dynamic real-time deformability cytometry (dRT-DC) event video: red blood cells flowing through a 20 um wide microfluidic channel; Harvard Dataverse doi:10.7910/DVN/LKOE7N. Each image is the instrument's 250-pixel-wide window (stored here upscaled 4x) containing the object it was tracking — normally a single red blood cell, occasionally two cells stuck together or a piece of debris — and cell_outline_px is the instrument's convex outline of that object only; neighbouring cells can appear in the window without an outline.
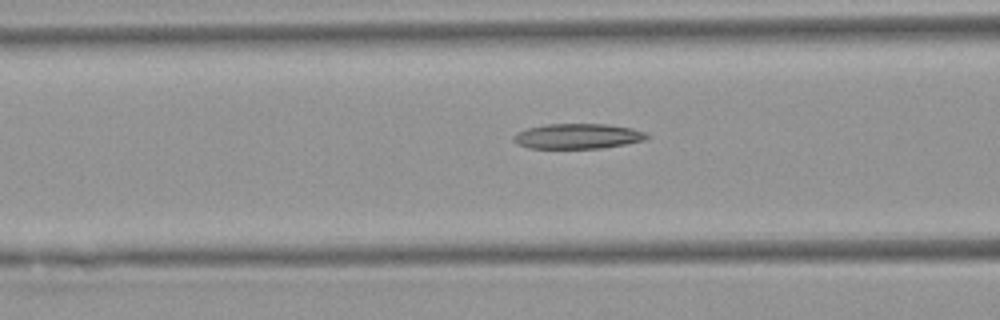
{"species": "Egyptian fruit bat (a non-hibernating species)", "species_latin": "Rousettus aegyptiacus", "temperature_condition": "warm", "stored_images_in_passage": 28, "camera_frame_rate_fps": 3000, "um_per_image_px": 0.085, "animal": {"sex": "female"}, "frame": {"image": 1, "passage_image": 8, "time_ms": 2.333, "image_size_px": [1000, 320], "cell_outline_px": [[652, 136], [644, 140], [624, 144], [600, 148], [528, 148], [516, 144], [512, 140], [512, 136], [516, 132], [528, 128], [544, 124], [608, 124], [632, 128], [648, 132]], "centroid_in_image_um": [49.1, 11.57], "position_along_channel_um": 117.5, "area_um2": 19.77}}
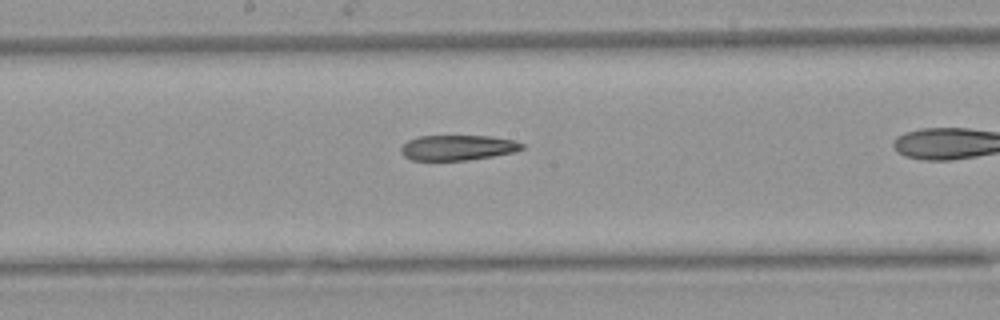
{"frame": {"image": 2, "passage_image": 15, "time_ms": 4.667, "image_size_px": [1000, 320], "cell_outline_px": [[524, 148], [516, 152], [468, 160], [412, 160], [404, 156], [400, 152], [400, 148], [408, 140], [420, 136], [492, 136], [516, 140], [524, 144]], "centroid_in_image_um": [38.94, 12.54], "position_along_channel_um": 209.3, "area_um2": 17.92}}
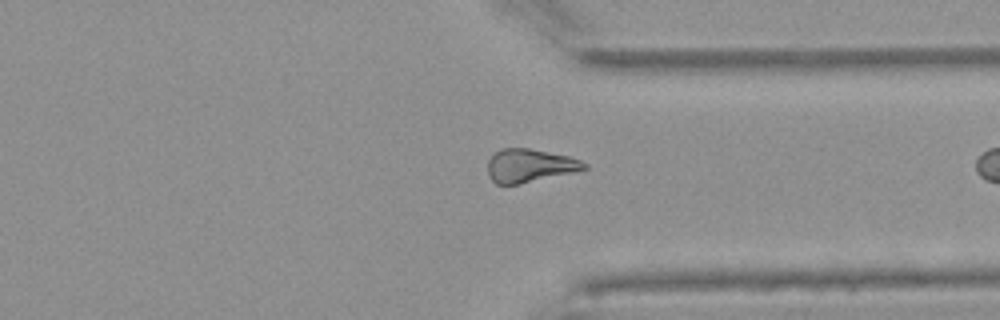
{"frame": {"image": 3, "passage_image": 27, "time_ms": 8.667, "image_size_px": [1000, 320], "cell_outline_px": [[588, 168], [572, 172], [520, 184], [496, 184], [492, 180], [488, 172], [488, 160], [500, 148], [528, 148], [568, 156], [580, 160], [588, 164]], "centroid_in_image_um": [45.01, 14.07], "position_along_channel_um": 366.4, "area_um2": 18.5}}